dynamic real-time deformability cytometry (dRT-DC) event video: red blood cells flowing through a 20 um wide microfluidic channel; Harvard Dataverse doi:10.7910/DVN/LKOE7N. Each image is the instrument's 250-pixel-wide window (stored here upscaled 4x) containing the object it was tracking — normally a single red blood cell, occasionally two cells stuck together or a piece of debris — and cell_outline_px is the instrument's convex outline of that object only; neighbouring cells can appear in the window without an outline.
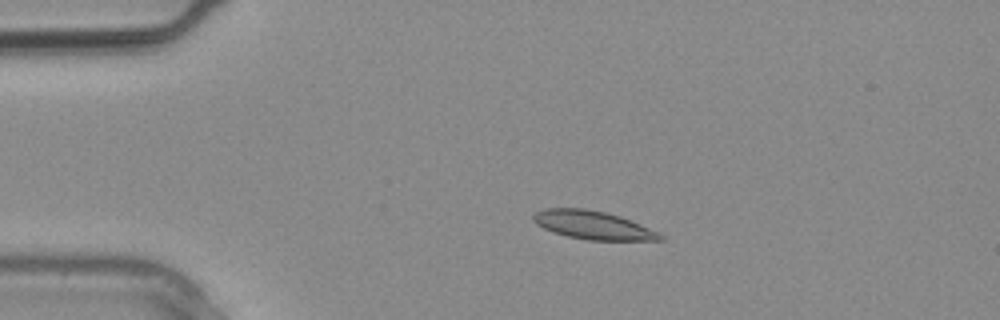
{"species": "common noctule bat (a hibernating species)", "species_latin": "Nyctalus noctula", "temperature_condition": "warm", "stored_images_in_passage": 1, "camera_frame_rate_fps": 3000, "um_per_image_px": 0.085, "animal": {"sex": "male", "body_mass_g": 20.4}, "frame": {"image": 1, "passage_image": 1, "time_ms": 0.0, "image_size_px": [1000, 320], "cell_outline_px": [[664, 240], [588, 240], [568, 236], [552, 232], [536, 224], [532, 220], [532, 216], [536, 212], [544, 208], [584, 208], [604, 212], [620, 216], [640, 224], [664, 236]], "centroid_in_image_um": [50.35, 19.13], "position_along_channel_um": 34.6, "area_um2": 20.81}}